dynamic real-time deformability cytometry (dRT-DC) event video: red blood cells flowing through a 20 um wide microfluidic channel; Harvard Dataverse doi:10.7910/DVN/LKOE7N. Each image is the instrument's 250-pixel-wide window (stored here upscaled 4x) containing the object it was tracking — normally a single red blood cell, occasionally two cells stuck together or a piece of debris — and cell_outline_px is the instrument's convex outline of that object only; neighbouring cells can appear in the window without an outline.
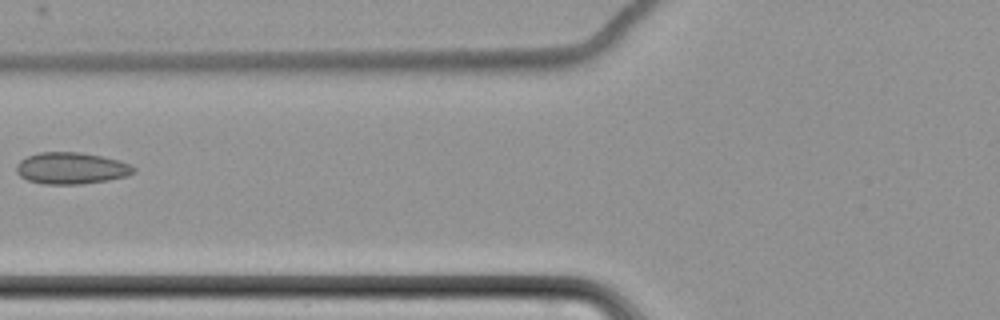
{"species": "common noctule bat (a hibernating species)", "species_latin": "Nyctalus noctula", "temperature_condition": "cold", "stored_images_in_passage": 11, "camera_frame_rate_fps": 3000, "um_per_image_px": 0.085, "animal": {"sex": "female", "body_mass_g": 22.7, "forearm_length_mm": 54.2}, "frame": {"image": 1, "passage_image": 7, "time_ms": 8.333, "image_size_px": [1000, 320], "cell_outline_px": [[136, 172], [124, 176], [108, 180], [80, 184], [44, 184], [28, 180], [20, 176], [16, 172], [16, 164], [20, 160], [28, 156], [40, 152], [80, 152], [120, 160], [132, 164], [136, 168]], "centroid_in_image_um": [6.07, 14.29], "position_along_channel_um": 119.7, "area_um2": 21.68}}
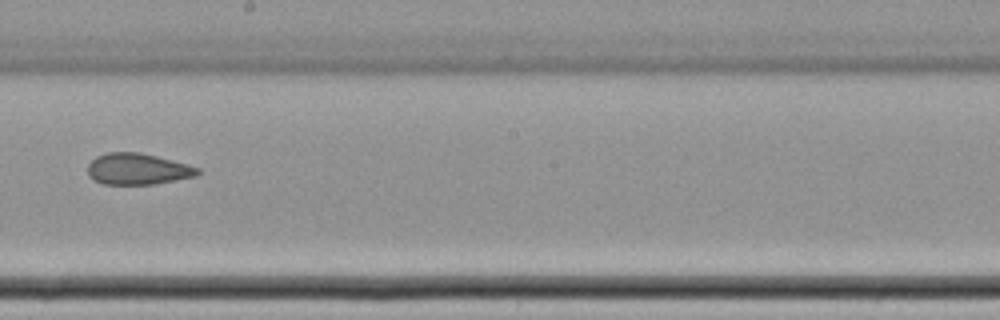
{"frame": {"image": 2, "passage_image": 10, "time_ms": 11.667, "image_size_px": [1000, 320], "cell_outline_px": [[200, 172], [196, 176], [156, 184], [104, 184], [88, 176], [88, 164], [96, 156], [108, 152], [140, 152], [188, 164], [200, 168]], "centroid_in_image_um": [11.71, 14.36], "position_along_channel_um": 236.5, "area_um2": 20.06}}
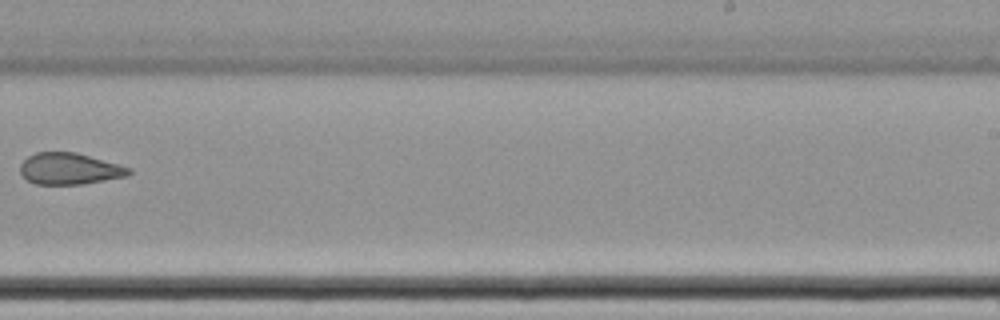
{"frame": {"image": 3, "passage_image": 11, "time_ms": 13.0, "image_size_px": [1000, 320], "cell_outline_px": [[132, 172], [128, 176], [80, 184], [32, 184], [20, 172], [20, 164], [28, 156], [36, 152], [76, 152], [132, 168]], "centroid_in_image_um": [5.91, 14.34], "position_along_channel_um": 283.1, "area_um2": 19.88}}